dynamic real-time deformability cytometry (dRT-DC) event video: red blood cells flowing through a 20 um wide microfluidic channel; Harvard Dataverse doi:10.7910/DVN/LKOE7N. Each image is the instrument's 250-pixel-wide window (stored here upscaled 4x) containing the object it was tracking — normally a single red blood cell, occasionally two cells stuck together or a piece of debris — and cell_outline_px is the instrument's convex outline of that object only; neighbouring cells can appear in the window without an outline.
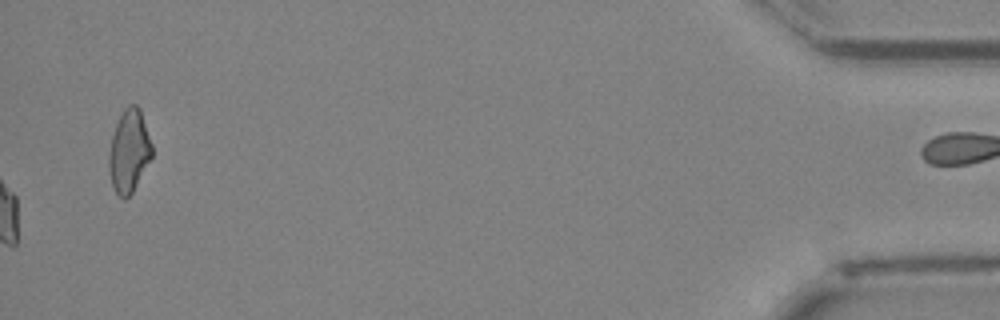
{"species": "Egyptian fruit bat (a non-hibernating species)", "species_latin": "Rousettus aegyptiacus", "temperature_condition": "cold", "stored_images_in_passage": 47, "camera_frame_rate_fps": 3000, "um_per_image_px": 0.085, "animal": {"sex": "female"}, "frame": {"image": 1, "passage_image": 47, "time_ms": 15.333, "image_size_px": [1000, 320], "cell_outline_px": [[152, 156], [132, 192], [124, 200], [112, 188], [108, 168], [108, 156], [112, 136], [116, 124], [124, 108], [128, 104], [136, 104], [140, 108], [152, 144]], "centroid_in_image_um": [10.96, 12.83], "position_along_channel_um": 424.2, "area_um2": 20.69}, "authors_computed_cell_mechanics": {"area_um2": 22.0218, "velocity_mm_per_s": 4.0341, "shape_relaxation_time_tau1_ms": 8.1072, "shape_relaxation_time_tau2_ms": 3.1669, "deformation_change_tau1": 0.1525, "deformation_change_tau2": 0.089}}